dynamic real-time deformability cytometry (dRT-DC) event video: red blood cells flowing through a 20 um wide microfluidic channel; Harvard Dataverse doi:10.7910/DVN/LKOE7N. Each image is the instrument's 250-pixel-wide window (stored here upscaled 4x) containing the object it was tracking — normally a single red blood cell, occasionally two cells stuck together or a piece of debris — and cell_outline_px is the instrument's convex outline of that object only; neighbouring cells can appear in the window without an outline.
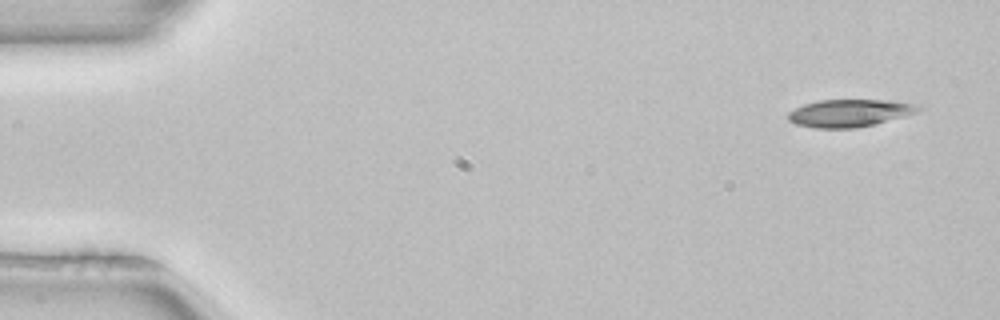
{"species": "common noctule bat (a hibernating species)", "species_latin": "Nyctalus noctula", "temperature_condition": "room temperature", "stored_images_in_passage": 4, "camera_frame_rate_fps": 3000, "um_per_image_px": 0.085, "animal": {"sex": "female", "body_mass_g": 22.7, "forearm_length_mm": 54.2}, "frame": {"image": 1, "passage_image": 1, "time_ms": 0.0, "image_size_px": [1000, 320], "cell_outline_px": [[924, 108], [916, 112], [904, 116], [876, 124], [856, 128], [816, 128], [796, 124], [788, 120], [788, 112], [804, 104], [820, 100], [888, 100], [924, 104]], "centroid_in_image_um": [72.28, 9.6], "position_along_channel_um": 12.7, "area_um2": 21.04}}
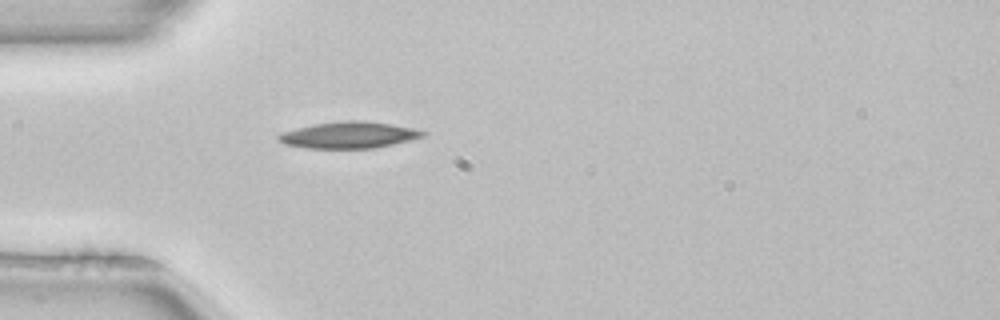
{"frame": {"image": 2, "passage_image": 4, "time_ms": 1.0, "image_size_px": [1000, 320], "cell_outline_px": [[428, 132], [424, 136], [408, 140], [372, 148], [308, 148], [284, 144], [276, 140], [276, 136], [284, 132], [296, 128], [316, 124], [348, 120], [364, 120], [416, 128]], "centroid_in_image_um": [29.65, 11.47], "position_along_channel_um": 55.4, "area_um2": 22.08}}